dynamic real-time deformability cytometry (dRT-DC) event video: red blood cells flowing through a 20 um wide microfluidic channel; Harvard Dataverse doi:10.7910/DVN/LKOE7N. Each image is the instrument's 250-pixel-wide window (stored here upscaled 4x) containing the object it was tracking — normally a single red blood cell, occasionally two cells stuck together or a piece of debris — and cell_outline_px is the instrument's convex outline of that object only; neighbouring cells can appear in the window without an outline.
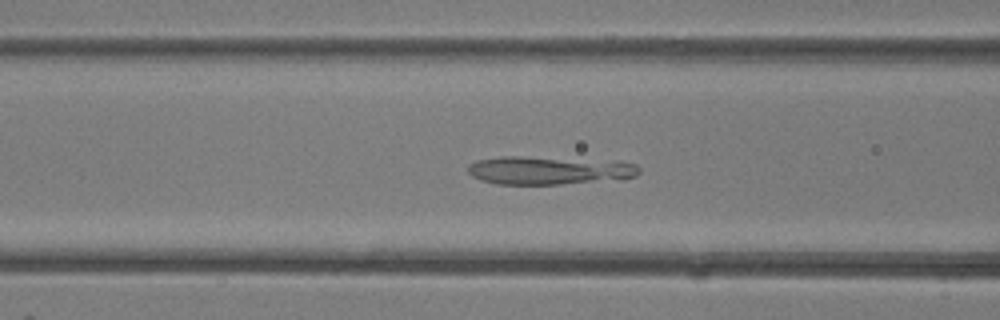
{"species": "common noctule bat (a hibernating species)", "species_latin": "Nyctalus noctula", "temperature_condition": "room temperature", "stored_images_in_passage": 31, "camera_frame_rate_fps": 3000, "um_per_image_px": 0.085, "animal": {"sex": "female"}, "frame": {"image": 1, "passage_image": 8, "time_ms": 2.333, "image_size_px": [1000, 320], "cell_outline_px": [[640, 172], [636, 176], [624, 180], [560, 184], [496, 184], [480, 180], [472, 176], [468, 172], [468, 164], [476, 160], [500, 156], [520, 156], [620, 160], [636, 164], [640, 168]], "centroid_in_image_um": [46.76, 14.47], "position_along_channel_um": 119.8, "area_um2": 29.07}}
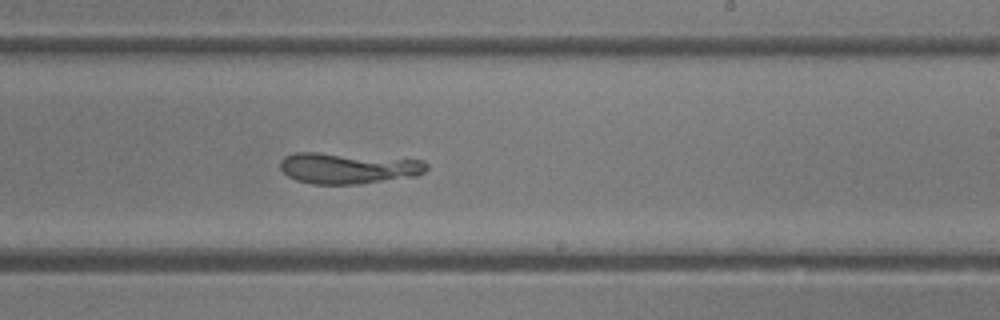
{"frame": {"image": 2, "passage_image": 16, "time_ms": 5.0, "image_size_px": [1000, 320], "cell_outline_px": [[428, 168], [424, 172], [416, 176], [360, 184], [312, 184], [296, 180], [288, 176], [280, 168], [280, 160], [284, 156], [296, 152], [316, 152], [424, 160], [428, 164]], "centroid_in_image_um": [29.59, 14.29], "position_along_channel_um": 259.4, "area_um2": 26.59}}
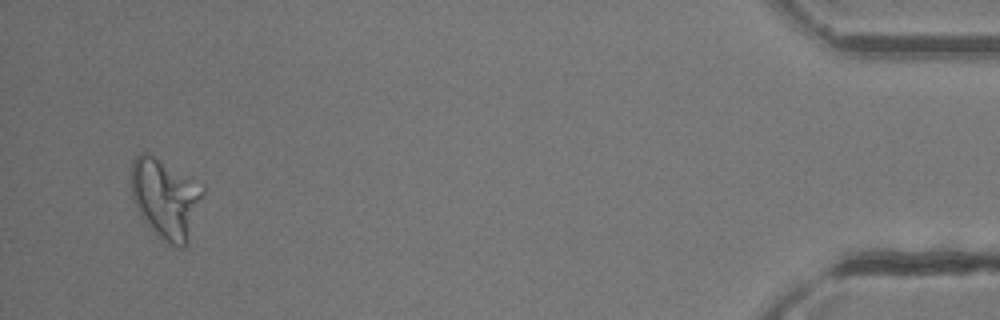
{"frame": {"image": 3, "passage_image": 30, "time_ms": 9.667, "image_size_px": [1000, 320], "cell_outline_px": [[204, 192], [188, 244], [184, 248], [180, 248], [172, 244], [160, 236], [144, 220], [132, 200], [132, 160], [140, 152], [144, 152], [152, 156], [204, 184]], "centroid_in_image_um": [14.1, 16.86], "position_along_channel_um": 421.1, "area_um2": 32.89}}